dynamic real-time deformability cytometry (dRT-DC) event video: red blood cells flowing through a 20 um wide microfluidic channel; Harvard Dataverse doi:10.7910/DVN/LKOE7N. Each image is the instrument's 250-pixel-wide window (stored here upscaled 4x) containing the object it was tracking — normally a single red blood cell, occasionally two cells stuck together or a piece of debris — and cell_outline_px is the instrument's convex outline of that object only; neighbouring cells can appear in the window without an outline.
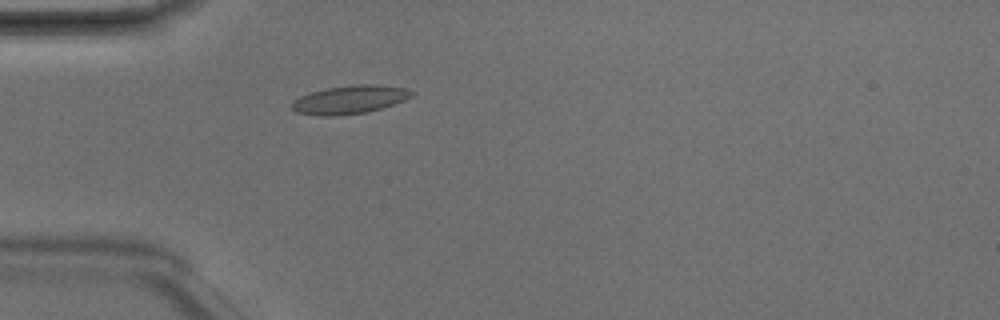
{"species": "Egyptian fruit bat (a non-hibernating species)", "species_latin": "Rousettus aegyptiacus", "temperature_condition": "room temperature", "stored_images_in_passage": 3, "camera_frame_rate_fps": 3000, "um_per_image_px": 0.085, "animal": {"sex": "male"}, "frame": {"image": 1, "passage_image": 3, "time_ms": 0.667, "image_size_px": [1000, 320], "cell_outline_px": [[416, 92], [412, 96], [404, 100], [368, 112], [336, 116], [320, 116], [296, 112], [292, 108], [292, 104], [300, 96], [312, 92], [328, 88], [356, 84], [376, 84], [404, 88]], "centroid_in_image_um": [29.74, 8.47], "position_along_channel_um": 55.3, "area_um2": 19.59}}